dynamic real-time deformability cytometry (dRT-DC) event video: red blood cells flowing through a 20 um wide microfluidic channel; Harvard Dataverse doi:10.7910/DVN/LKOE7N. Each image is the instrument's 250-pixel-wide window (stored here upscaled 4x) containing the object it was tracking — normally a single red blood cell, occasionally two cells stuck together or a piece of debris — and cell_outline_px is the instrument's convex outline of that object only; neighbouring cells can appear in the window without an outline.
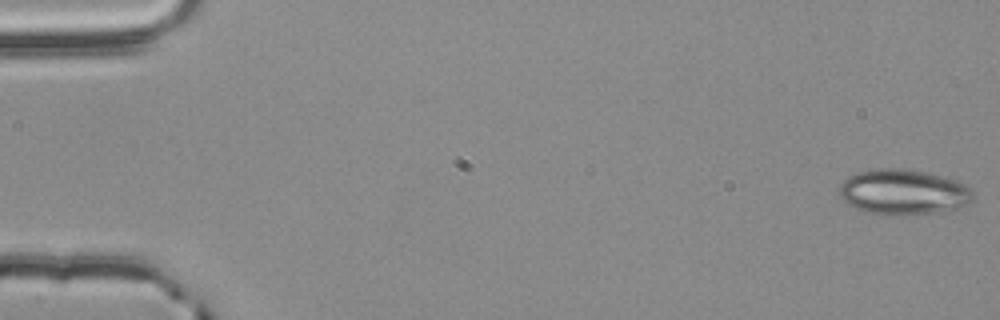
{"species": "common noctule bat (a hibernating species)", "species_latin": "Nyctalus noctula", "temperature_condition": "room temperature", "stored_images_in_passage": 56, "camera_frame_rate_fps": 3000, "um_per_image_px": 0.085, "animal": {"sex": "male", "body_mass_g": 20.4}, "frame": {"image": 1, "passage_image": 1, "time_ms": 0.0, "image_size_px": [1000, 320], "cell_outline_px": [[972, 200], [968, 204], [956, 208], [940, 212], [864, 212], [848, 204], [840, 196], [840, 184], [848, 176], [856, 172], [880, 168], [900, 168], [924, 172], [956, 180], [964, 184], [972, 192]], "centroid_in_image_um": [76.76, 16.28], "position_along_channel_um": 8.2, "area_um2": 34.22}}
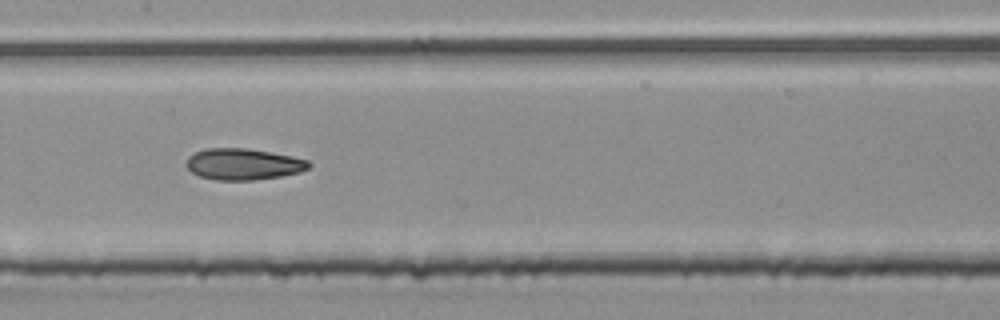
{"frame": {"image": 2, "passage_image": 28, "time_ms": 9.0, "image_size_px": [1000, 320], "cell_outline_px": [[312, 164], [308, 168], [300, 172], [280, 176], [252, 180], [216, 180], [200, 176], [192, 172], [184, 164], [188, 156], [204, 148], [248, 148], [292, 156], [308, 160]], "centroid_in_image_um": [20.66, 13.94], "position_along_channel_um": 186.7, "area_um2": 22.43}}
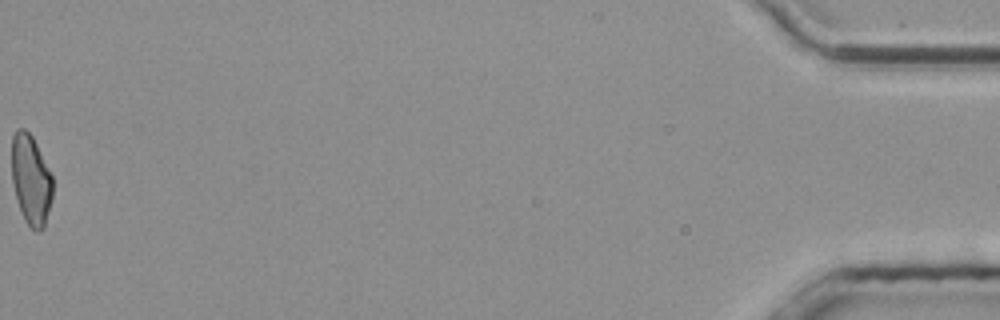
{"frame": {"image": 3, "passage_image": 56, "time_ms": 18.333, "image_size_px": [1000, 320], "cell_outline_px": [[52, 196], [44, 228], [40, 232], [36, 232], [24, 220], [12, 184], [12, 136], [16, 128], [24, 128], [32, 136], [52, 176]], "centroid_in_image_um": [2.62, 15.28], "position_along_channel_um": 432.6, "area_um2": 21.33}, "authors_computed_cell_mechanics": {"area_um2": 22.4264, "velocity_mm_per_s": 3.7913, "shape_relaxation_time_tau1_ms": 10.9111, "shape_relaxation_time_tau2_ms": 3.1015, "deformation_change_tau1": 0.2258, "deformation_change_tau2": 0.1049}}